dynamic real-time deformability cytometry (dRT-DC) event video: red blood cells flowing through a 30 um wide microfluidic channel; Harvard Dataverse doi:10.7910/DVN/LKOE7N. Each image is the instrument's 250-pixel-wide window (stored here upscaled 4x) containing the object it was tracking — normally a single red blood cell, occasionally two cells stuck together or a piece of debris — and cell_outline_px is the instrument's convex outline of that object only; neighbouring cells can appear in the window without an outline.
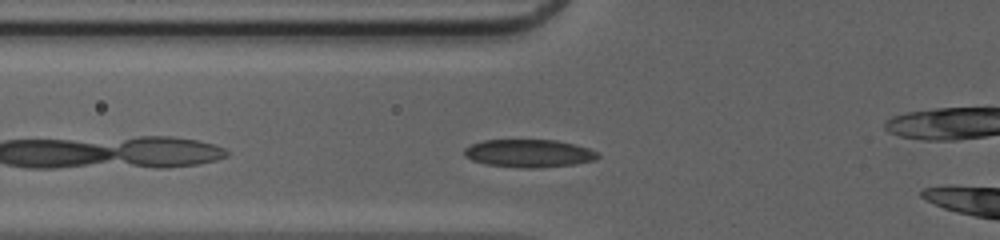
{"species": "common noctule bat (a hibernating species)", "species_latin": "Nyctalus noctula", "temperature_condition": "cold", "stored_images_in_passage": 37, "camera_frame_rate_fps": 3000, "um_per_image_px": 0.085, "animal": {"sex": "female", "body_mass_g": 20.0, "forearm_length_mm": 54.0}, "frame": {"image": 1, "passage_image": 5, "time_ms": 1.333, "image_size_px": [1000, 240], "cell_outline_px": [[600, 156], [596, 160], [572, 164], [540, 168], [520, 168], [488, 164], [472, 160], [464, 156], [464, 148], [472, 144], [484, 140], [556, 140], [576, 144], [588, 148], [596, 152]], "centroid_in_image_um": [44.96, 13.03], "position_along_channel_um": 80.8, "area_um2": 21.68}}
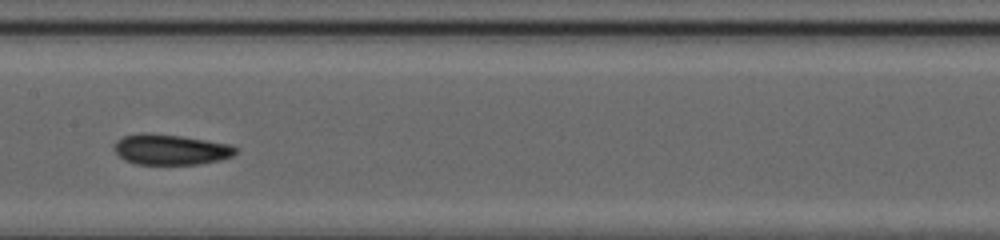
{"frame": {"image": 2, "passage_image": 13, "time_ms": 4.0, "image_size_px": [1000, 240], "cell_outline_px": [[236, 152], [232, 156], [220, 160], [200, 164], [136, 164], [124, 160], [116, 152], [116, 140], [124, 136], [180, 136], [228, 144], [236, 148]], "centroid_in_image_um": [14.56, 12.77], "position_along_channel_um": 192.8, "area_um2": 20.46}}
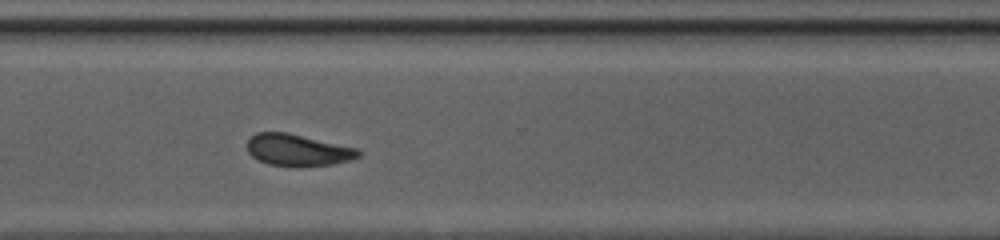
{"frame": {"image": 3, "passage_image": 24, "time_ms": 7.667, "image_size_px": [1000, 240], "cell_outline_px": [[360, 156], [348, 160], [332, 164], [268, 164], [252, 156], [248, 152], [248, 140], [256, 132], [288, 132], [360, 148]], "centroid_in_image_um": [25.33, 12.7], "position_along_channel_um": 345.3, "area_um2": 20.0}, "authors_computed_cell_mechanics": {"area_um2": 20.9236, "velocity_mm_per_s": 4.1618, "shape_relaxation_time_tau1_ms": 4.7067, "shape_relaxation_time_tau2_ms": 6.9494, "deformation_change_tau1": 0.1017, "deformation_change_tau2": 0.1047}}